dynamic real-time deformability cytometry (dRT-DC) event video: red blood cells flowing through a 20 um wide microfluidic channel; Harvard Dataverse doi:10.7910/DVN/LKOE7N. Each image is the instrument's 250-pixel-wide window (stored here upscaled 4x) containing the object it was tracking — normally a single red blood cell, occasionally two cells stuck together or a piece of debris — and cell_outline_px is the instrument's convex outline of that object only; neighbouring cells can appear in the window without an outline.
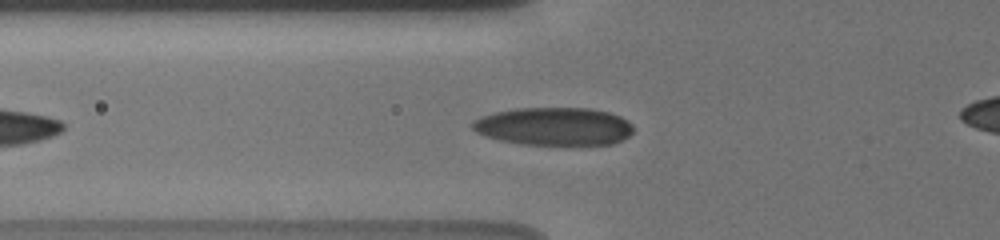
{"species": "human", "species_latin": "Homo sapiens", "temperature_condition": "cold", "stored_images_in_passage": 37, "camera_frame_rate_fps": 3000, "um_per_image_px": 0.085, "donor": {"sex": "male"}, "frame": {"image": 1, "passage_image": 7, "time_ms": 2.0, "image_size_px": [1000, 240], "cell_outline_px": [[632, 132], [628, 136], [612, 144], [572, 148], [520, 144], [500, 140], [484, 136], [476, 132], [472, 128], [472, 120], [480, 116], [492, 112], [512, 108], [588, 108], [608, 112], [620, 116], [628, 120], [632, 124]], "centroid_in_image_um": [47.08, 10.78], "position_along_channel_um": 78.7, "area_um2": 37.05}}
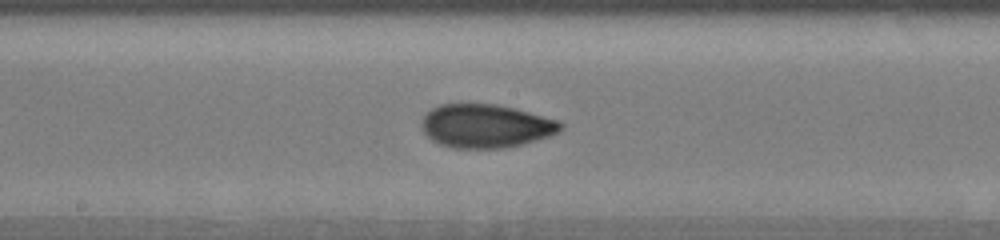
{"frame": {"image": 2, "passage_image": 17, "time_ms": 5.333, "image_size_px": [1000, 240], "cell_outline_px": [[564, 128], [560, 132], [524, 144], [504, 148], [452, 148], [440, 144], [432, 140], [424, 132], [420, 124], [424, 116], [432, 108], [440, 104], [496, 104], [528, 112], [556, 120], [564, 124]], "centroid_in_image_um": [41.29, 10.72], "position_along_channel_um": 206.9, "area_um2": 35.14}}
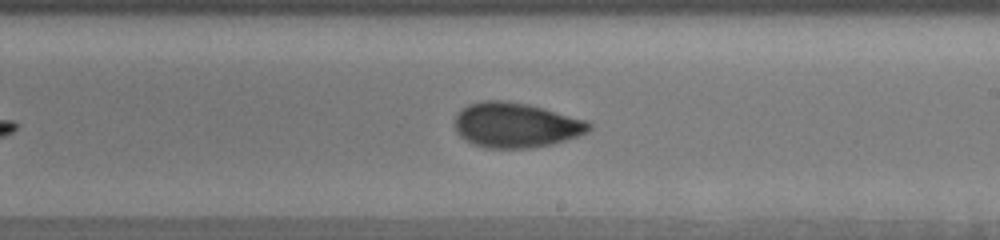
{"frame": {"image": 3, "passage_image": 20, "time_ms": 6.333, "image_size_px": [1000, 240], "cell_outline_px": [[592, 128], [588, 132], [552, 144], [532, 148], [484, 148], [472, 144], [464, 140], [456, 132], [456, 112], [468, 104], [480, 100], [504, 100], [528, 104], [544, 108], [588, 120], [592, 124]], "centroid_in_image_um": [43.84, 10.63], "position_along_channel_um": 245.2, "area_um2": 35.55}}